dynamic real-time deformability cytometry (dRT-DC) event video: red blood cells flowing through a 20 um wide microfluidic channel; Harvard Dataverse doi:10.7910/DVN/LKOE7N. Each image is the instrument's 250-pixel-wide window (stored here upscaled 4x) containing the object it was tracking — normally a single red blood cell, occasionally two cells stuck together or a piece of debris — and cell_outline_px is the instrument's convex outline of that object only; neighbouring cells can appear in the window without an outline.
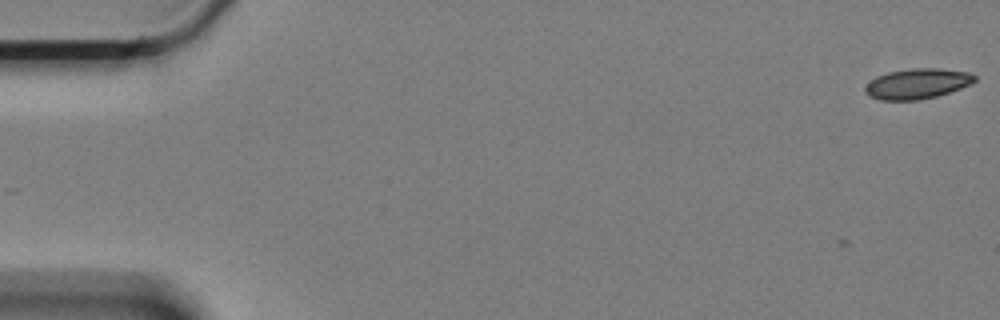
{"species": "Egyptian fruit bat (a non-hibernating species)", "species_latin": "Rousettus aegyptiacus", "temperature_condition": "cold", "stored_images_in_passage": 2, "camera_frame_rate_fps": 3000, "um_per_image_px": 0.085, "animal": {"sex": "female"}, "frame": {"image": 1, "passage_image": 2, "time_ms": 0.333, "image_size_px": [1000, 320], "cell_outline_px": [[976, 80], [972, 84], [936, 96], [920, 100], [880, 100], [868, 96], [864, 92], [864, 88], [876, 76], [888, 72], [912, 68], [940, 68], [968, 72], [976, 76]], "centroid_in_image_um": [77.96, 7.11], "position_along_channel_um": 7.0, "area_um2": 19.36}}